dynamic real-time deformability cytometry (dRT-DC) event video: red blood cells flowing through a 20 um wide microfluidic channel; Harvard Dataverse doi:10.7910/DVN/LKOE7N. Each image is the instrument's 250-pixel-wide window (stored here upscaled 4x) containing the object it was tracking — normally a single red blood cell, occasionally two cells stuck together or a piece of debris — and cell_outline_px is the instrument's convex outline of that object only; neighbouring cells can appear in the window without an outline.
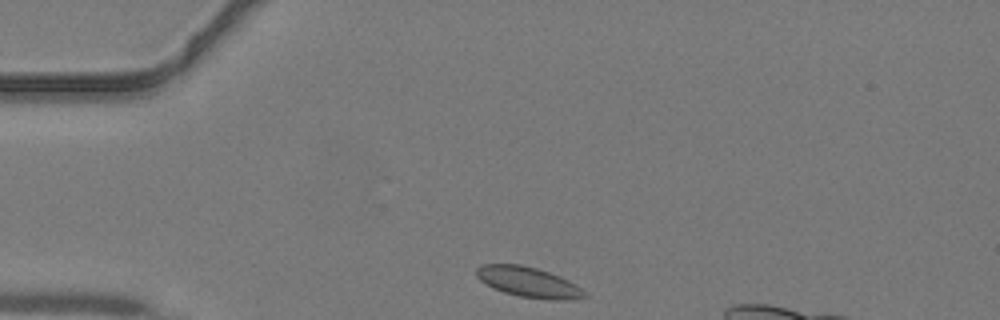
{"species": "common noctule bat (a hibernating species)", "species_latin": "Nyctalus noctula", "temperature_condition": "warm", "stored_images_in_passage": 32, "camera_frame_rate_fps": 3000, "um_per_image_px": 0.085, "animal": {"sex": "male", "body_mass_g": 19.2, "forearm_length_mm": 51.8}, "frame": {"image": 1, "passage_image": 1, "time_ms": 0.0, "image_size_px": [1000, 320], "cell_outline_px": [[588, 296], [568, 300], [548, 300], [520, 296], [504, 292], [492, 288], [480, 280], [476, 276], [476, 268], [484, 264], [520, 264], [536, 268], [560, 276], [576, 284]], "centroid_in_image_um": [44.91, 23.98], "position_along_channel_um": 40.1, "area_um2": 19.02}}
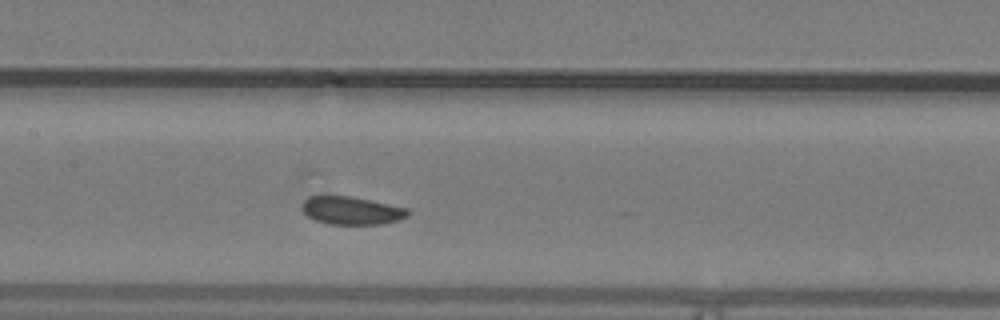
{"frame": {"image": 2, "passage_image": 12, "time_ms": 3.667, "image_size_px": [1000, 320], "cell_outline_px": [[408, 216], [396, 220], [380, 224], [328, 224], [316, 220], [308, 216], [304, 212], [304, 200], [308, 196], [352, 196], [408, 208]], "centroid_in_image_um": [29.89, 17.89], "position_along_channel_um": 177.5, "area_um2": 16.99}}
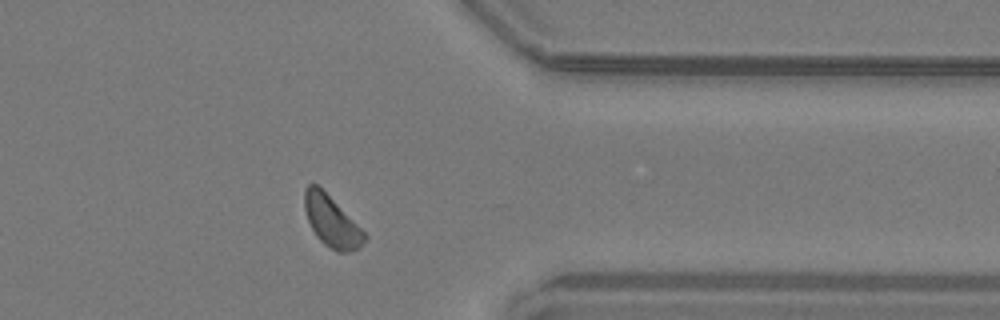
{"frame": {"image": 3, "passage_image": 26, "time_ms": 8.333, "image_size_px": [1000, 320], "cell_outline_px": [[368, 236], [360, 248], [348, 252], [336, 252], [324, 244], [316, 236], [308, 220], [304, 208], [304, 188], [308, 184], [316, 184]], "centroid_in_image_um": [28.17, 18.85], "position_along_channel_um": 383.2, "area_um2": 17.34}}